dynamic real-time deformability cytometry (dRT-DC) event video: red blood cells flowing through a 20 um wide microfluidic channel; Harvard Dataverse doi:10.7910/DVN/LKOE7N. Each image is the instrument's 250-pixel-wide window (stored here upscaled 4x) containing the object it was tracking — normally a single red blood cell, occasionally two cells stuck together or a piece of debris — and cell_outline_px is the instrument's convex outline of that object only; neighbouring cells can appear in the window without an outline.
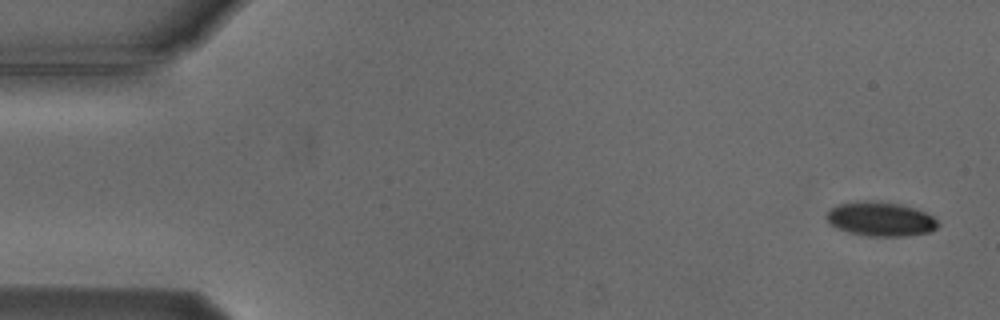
{"species": "Egyptian fruit bat (a non-hibernating species)", "species_latin": "Rousettus aegyptiacus", "temperature_condition": "cold", "stored_images_in_passage": 5, "segment_of_instrument_passage": [1, 2], "camera_frame_rate_fps": 3000, "um_per_image_px": 0.085, "animal": {"sex": "male"}, "frame": {"image": 1, "passage_image": 1, "time_ms": 0.0, "image_size_px": [1000, 320], "cell_outline_px": [[940, 224], [932, 232], [904, 236], [868, 236], [848, 232], [836, 228], [828, 224], [824, 216], [832, 208], [840, 204], [856, 200], [900, 204], [924, 212], [932, 216]], "centroid_in_image_um": [74.81, 18.63], "position_along_channel_um": 10.2, "area_um2": 22.2}}